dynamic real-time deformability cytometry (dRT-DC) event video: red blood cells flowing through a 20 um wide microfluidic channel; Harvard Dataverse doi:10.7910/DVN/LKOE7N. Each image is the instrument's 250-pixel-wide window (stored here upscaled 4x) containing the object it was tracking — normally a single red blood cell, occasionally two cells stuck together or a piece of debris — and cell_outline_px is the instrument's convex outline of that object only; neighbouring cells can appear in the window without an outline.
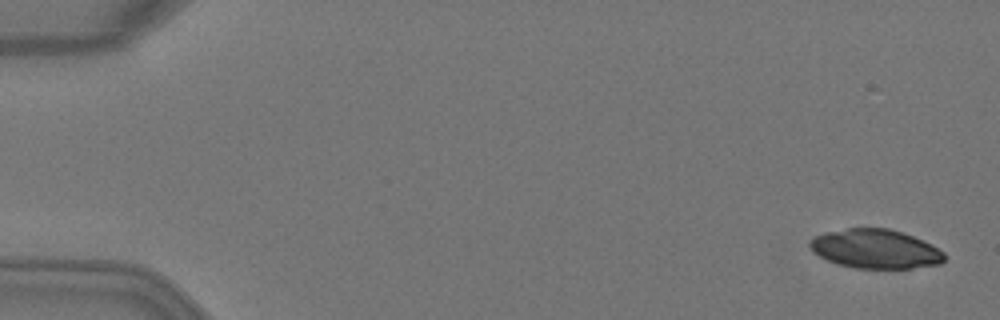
{"species": "Egyptian fruit bat (a non-hibernating species)", "species_latin": "Rousettus aegyptiacus", "temperature_condition": "warm", "stored_images_in_passage": 3, "camera_frame_rate_fps": 3000, "um_per_image_px": 0.085, "animal": {"sex": "female"}, "frame": {"image": 1, "passage_image": 1, "time_ms": 0.0, "image_size_px": [1000, 320], "cell_outline_px": [[944, 260], [940, 264], [912, 268], [852, 268], [836, 264], [812, 252], [808, 244], [816, 236], [828, 232], [848, 228], [888, 228], [912, 236], [932, 244], [944, 252]], "centroid_in_image_um": [74.41, 21.17], "position_along_channel_um": 10.6, "area_um2": 30.52}}